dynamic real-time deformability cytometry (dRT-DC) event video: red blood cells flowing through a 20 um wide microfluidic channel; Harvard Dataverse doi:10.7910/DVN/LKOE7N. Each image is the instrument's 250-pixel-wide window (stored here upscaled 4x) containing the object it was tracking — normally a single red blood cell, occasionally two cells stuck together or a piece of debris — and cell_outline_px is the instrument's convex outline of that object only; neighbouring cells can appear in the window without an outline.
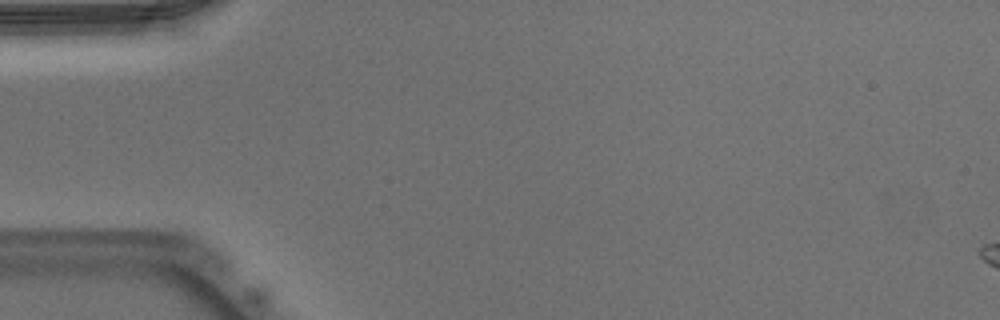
{"species": "Egyptian fruit bat (a non-hibernating species)", "species_latin": "Rousettus aegyptiacus", "temperature_condition": "warm", "stored_images_in_passage": 4, "camera_frame_rate_fps": 3000, "um_per_image_px": 0.085, "animal": {"sex": "male"}, "frame": {"image": 1, "passage_image": 1, "time_ms": 0.0, "image_size_px": [1000, 320], "cell_outline_px": [[164, 244], [24, 240], [24, 236], [56, 220], [156, 236], [164, 240]], "centroid_in_image_um": [7.5, 19.92], "position_along_channel_um": 77.5, "area_um2": 13.58}}